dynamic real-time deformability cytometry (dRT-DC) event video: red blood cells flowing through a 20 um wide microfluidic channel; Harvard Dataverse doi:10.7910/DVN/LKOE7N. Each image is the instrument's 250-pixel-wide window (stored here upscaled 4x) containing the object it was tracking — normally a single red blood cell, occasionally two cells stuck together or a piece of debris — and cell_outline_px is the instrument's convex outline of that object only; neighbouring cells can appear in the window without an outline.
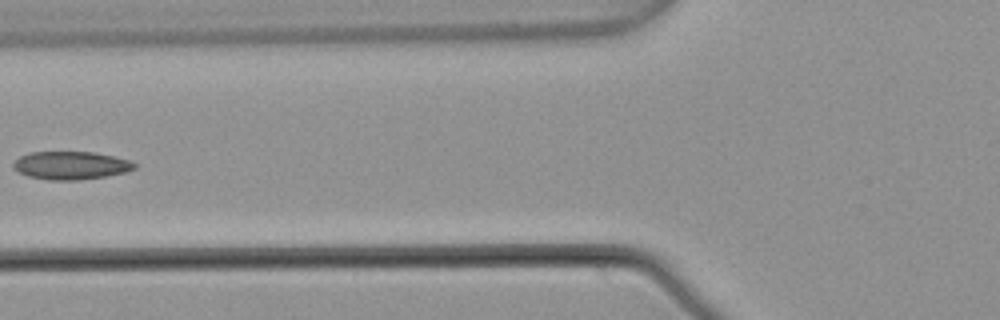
{"species": "common noctule bat (a hibernating species)", "species_latin": "Nyctalus noctula", "temperature_condition": "warm", "stored_images_in_passage": 6, "camera_frame_rate_fps": 3000, "um_per_image_px": 0.085, "animal": {"sex": "male", "body_mass_g": 21.5, "forearm_length_mm": 52.0}, "frame": {"image": 1, "passage_image": 6, "time_ms": 1.667, "image_size_px": [1000, 320], "cell_outline_px": [[136, 168], [124, 172], [104, 176], [76, 180], [48, 180], [28, 176], [12, 168], [12, 164], [20, 156], [28, 152], [92, 152], [112, 156], [128, 160], [136, 164]], "centroid_in_image_um": [5.98, 14.06], "position_along_channel_um": 119.8, "area_um2": 19.59}}